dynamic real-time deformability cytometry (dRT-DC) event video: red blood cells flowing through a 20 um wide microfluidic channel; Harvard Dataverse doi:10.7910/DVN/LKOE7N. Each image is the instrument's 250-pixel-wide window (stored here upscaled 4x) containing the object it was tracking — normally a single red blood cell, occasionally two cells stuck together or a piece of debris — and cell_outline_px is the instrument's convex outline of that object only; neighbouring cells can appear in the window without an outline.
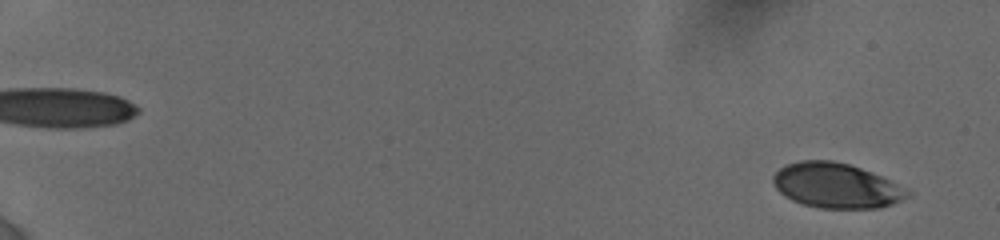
{"species": "human", "species_latin": "Homo sapiens", "temperature_condition": "cold", "stored_images_in_passage": 40, "camera_frame_rate_fps": 3000, "um_per_image_px": 0.085, "donor": {"sex": "female"}, "frame": {"image": 1, "passage_image": 4, "time_ms": 0.667, "image_size_px": [1000, 240], "cell_outline_px": [[912, 192], [908, 196], [892, 204], [880, 208], [820, 208], [804, 204], [792, 200], [784, 196], [776, 188], [772, 180], [772, 176], [784, 164], [800, 160], [832, 160], [848, 164], [872, 172]], "centroid_in_image_um": [71.04, 15.77], "position_along_channel_um": 14.0, "area_um2": 35.03}}
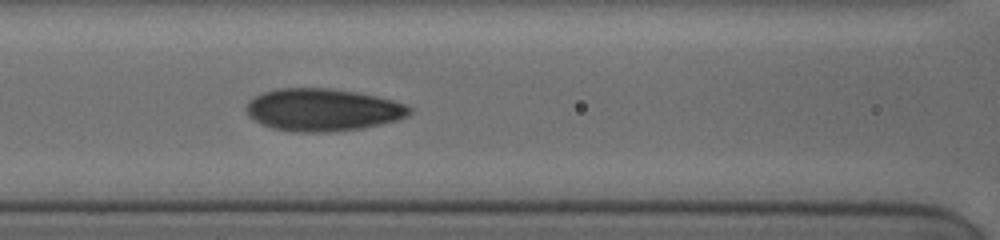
{"frame": {"image": 2, "passage_image": 31, "time_ms": 9.0, "image_size_px": [1000, 240], "cell_outline_px": [[412, 112], [408, 116], [396, 120], [364, 128], [328, 132], [292, 132], [272, 128], [260, 124], [248, 116], [244, 108], [248, 100], [264, 92], [276, 88], [328, 88], [360, 92], [408, 104], [412, 108]], "centroid_in_image_um": [27.42, 9.33], "position_along_channel_um": 139.2, "area_um2": 40.86}}
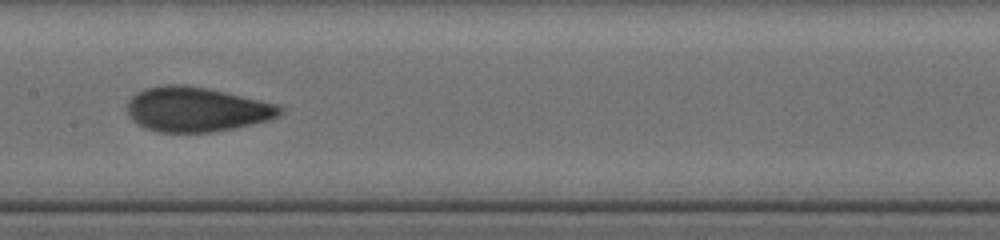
{"frame": {"image": 3, "passage_image": 39, "time_ms": 10.333, "image_size_px": [1000, 240], "cell_outline_px": [[284, 112], [280, 116], [268, 120], [252, 124], [212, 132], [160, 132], [144, 128], [132, 120], [128, 112], [128, 100], [136, 92], [144, 88], [164, 84], [188, 84], [208, 88], [276, 104]], "centroid_in_image_um": [16.67, 9.28], "position_along_channel_um": 190.7, "area_um2": 39.77}}